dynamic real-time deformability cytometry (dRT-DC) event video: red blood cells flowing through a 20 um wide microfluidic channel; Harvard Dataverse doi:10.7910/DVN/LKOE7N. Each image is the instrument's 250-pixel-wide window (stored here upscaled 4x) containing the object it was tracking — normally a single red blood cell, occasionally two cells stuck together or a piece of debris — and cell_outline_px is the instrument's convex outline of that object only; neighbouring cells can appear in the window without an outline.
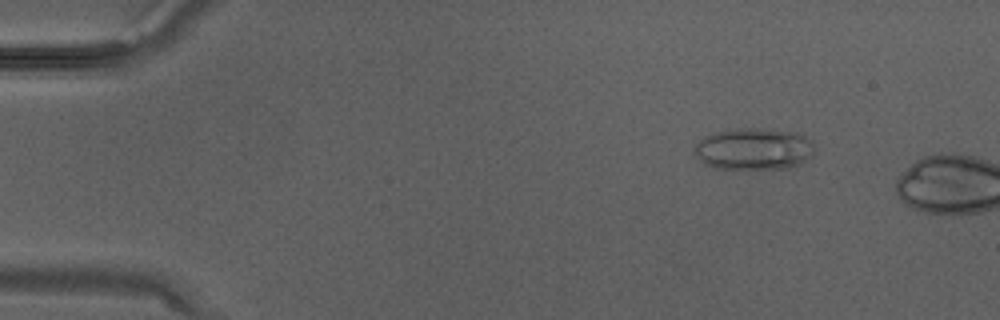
{"species": "Egyptian fruit bat (a non-hibernating species)", "species_latin": "Rousettus aegyptiacus", "temperature_condition": "warm", "stored_images_in_passage": 6, "camera_frame_rate_fps": 3000, "um_per_image_px": 0.085, "animal": {"sex": "male"}, "frame": {"image": 1, "passage_image": 4, "time_ms": 1.0, "image_size_px": [1000, 320], "cell_outline_px": [[816, 148], [800, 164], [792, 168], [736, 172], [716, 168], [704, 164], [696, 156], [692, 148], [704, 136], [736, 128], [764, 128], [800, 132]], "centroid_in_image_um": [64.04, 12.71], "position_along_channel_um": 21.0, "area_um2": 30.29}}